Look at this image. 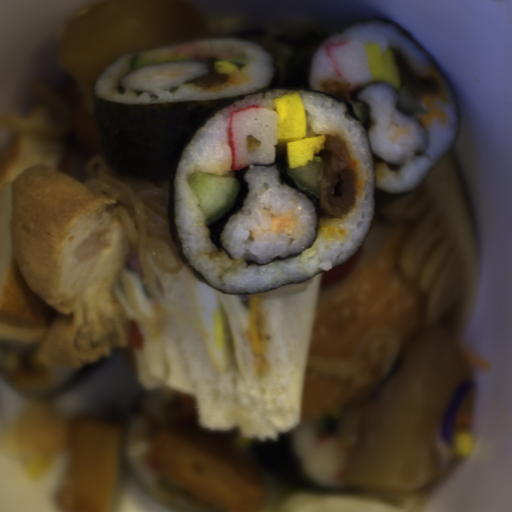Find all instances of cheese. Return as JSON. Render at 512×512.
<instances>
[{
    "mask_svg": "<svg viewBox=\"0 0 512 512\" xmlns=\"http://www.w3.org/2000/svg\"><path fill=\"white\" fill-rule=\"evenodd\" d=\"M250 321L253 366L257 375H265L268 365L265 315L256 293H245Z\"/></svg>",
    "mask_w": 512,
    "mask_h": 512,
    "instance_id": "obj_1",
    "label": "cheese"
}]
</instances>
